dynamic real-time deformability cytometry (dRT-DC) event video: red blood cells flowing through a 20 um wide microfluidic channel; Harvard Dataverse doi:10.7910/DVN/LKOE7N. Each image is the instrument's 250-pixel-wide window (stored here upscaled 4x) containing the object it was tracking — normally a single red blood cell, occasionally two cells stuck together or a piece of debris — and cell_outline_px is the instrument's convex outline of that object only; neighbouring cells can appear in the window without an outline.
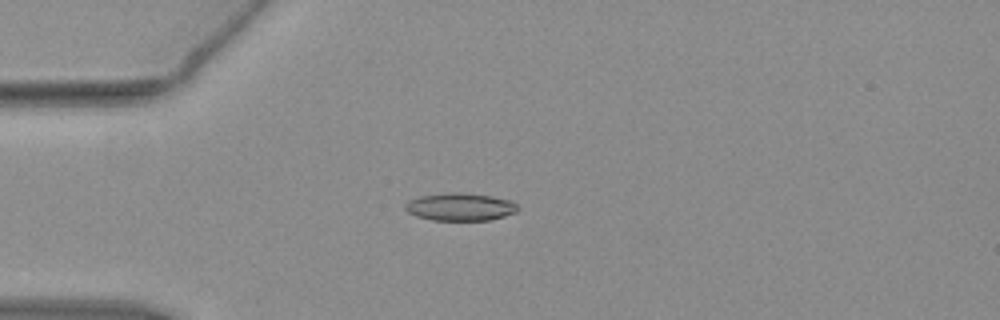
{"species": "common noctule bat (a hibernating species)", "species_latin": "Nyctalus noctula", "temperature_condition": "warm", "stored_images_in_passage": 55, "camera_frame_rate_fps": 3000, "um_per_image_px": 0.085, "animal": {"sex": "female", "body_mass_g": 19.3, "forearm_length_mm": 54.1}, "frame": {"image": 1, "passage_image": 15, "time_ms": 4.667, "image_size_px": [1000, 320], "cell_outline_px": [[520, 208], [516, 212], [504, 216], [488, 220], [432, 220], [416, 216], [408, 212], [404, 208], [404, 204], [408, 200], [420, 196], [452, 192], [460, 192], [492, 196], [508, 200], [516, 204]], "centroid_in_image_um": [39.09, 17.58], "position_along_channel_um": 45.9, "area_um2": 18.15}}
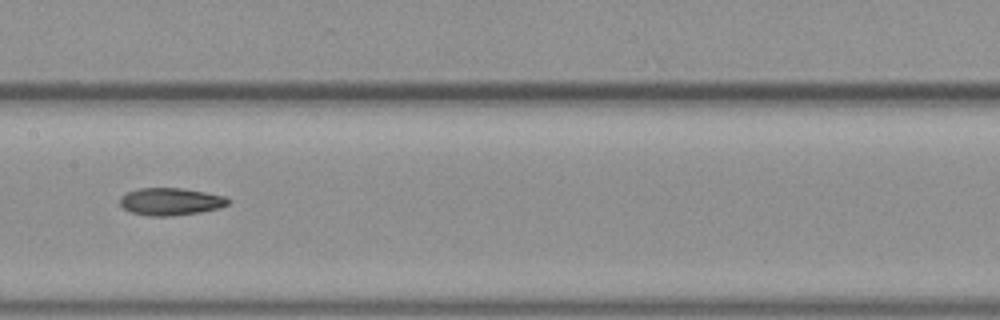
{"frame": {"image": 2, "passage_image": 28, "time_ms": 9.0, "image_size_px": [1000, 320], "cell_outline_px": [[228, 204], [220, 208], [200, 212], [172, 216], [148, 216], [132, 212], [124, 208], [120, 204], [120, 196], [128, 192], [140, 188], [180, 188], [204, 192], [224, 196], [228, 200]], "centroid_in_image_um": [14.48, 17.14], "position_along_channel_um": 192.9, "area_um2": 17.11}}
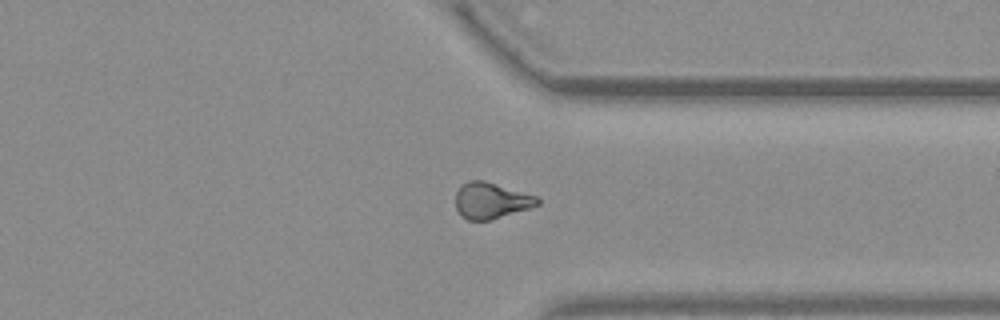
{"frame": {"image": 3, "passage_image": 42, "time_ms": 13.667, "image_size_px": [1000, 320], "cell_outline_px": [[540, 204], [492, 220], [468, 220], [460, 216], [456, 208], [456, 192], [460, 184], [468, 180], [484, 180], [536, 196], [540, 200]], "centroid_in_image_um": [41.7, 17.04], "position_along_channel_um": 369.7, "area_um2": 17.28}, "authors_computed_cell_mechanics": {"area_um2": 17.629, "velocity_mm_per_s": 3.8117, "shape_relaxation_time_tau1_ms": 8.238, "shape_relaxation_time_tau2_ms": 8.2489, "deformation_change_tau1": 0.1854, "deformation_change_tau2": 0.178}}